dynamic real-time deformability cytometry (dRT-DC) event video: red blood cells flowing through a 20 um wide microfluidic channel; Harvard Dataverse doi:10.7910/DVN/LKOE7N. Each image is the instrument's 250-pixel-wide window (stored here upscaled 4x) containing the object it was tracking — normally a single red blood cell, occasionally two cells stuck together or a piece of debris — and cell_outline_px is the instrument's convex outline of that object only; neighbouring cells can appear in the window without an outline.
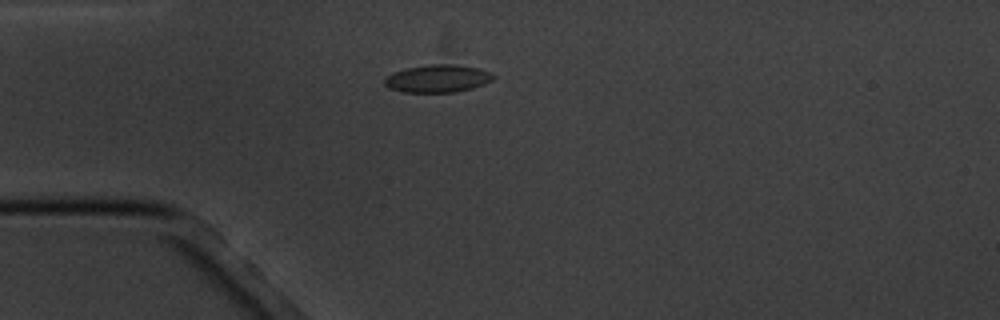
{"species": "common noctule bat (a hibernating species)", "species_latin": "Nyctalus noctula", "temperature_condition": "cold", "stored_images_in_passage": 14, "camera_frame_rate_fps": 3000, "um_per_image_px": 0.085, "animal": {"sex": "male", "body_mass_g": 20.1, "forearm_length_mm": 53.5}, "frame": {"image": 1, "passage_image": 2, "time_ms": 1.333, "image_size_px": [1000, 320], "cell_outline_px": [[496, 76], [492, 80], [484, 84], [472, 88], [456, 92], [404, 92], [388, 88], [384, 84], [384, 76], [392, 72], [404, 68], [428, 64], [456, 64], [480, 68], [492, 72]], "centroid_in_image_um": [37.19, 6.66], "position_along_channel_um": 47.8, "area_um2": 17.92}}
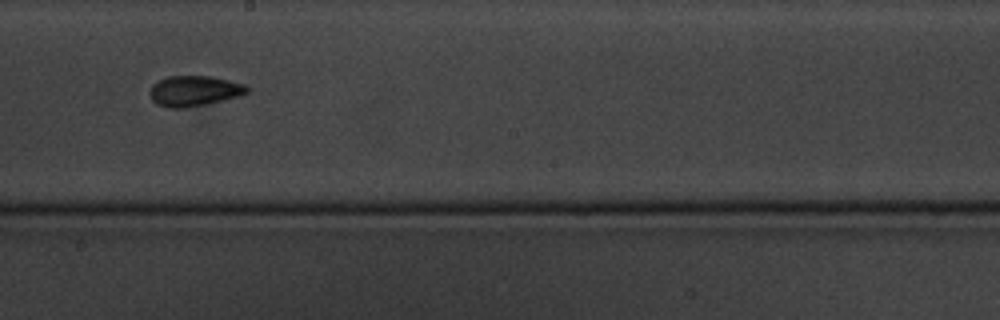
{"frame": {"image": 2, "passage_image": 7, "time_ms": 7.0, "image_size_px": [1000, 320], "cell_outline_px": [[248, 92], [240, 96], [204, 104], [180, 108], [168, 108], [156, 104], [152, 100], [148, 92], [152, 84], [168, 76], [212, 76], [244, 84], [248, 88]], "centroid_in_image_um": [16.47, 7.72], "position_along_channel_um": 231.7, "area_um2": 17.17}}
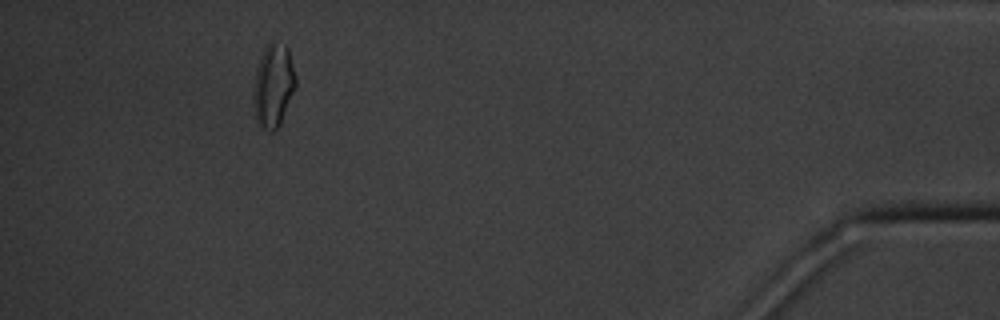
{"frame": {"image": 3, "passage_image": 13, "time_ms": 14.0, "image_size_px": [1000, 320], "cell_outline_px": [[296, 88], [280, 124], [272, 132], [264, 128], [256, 120], [252, 96], [256, 68], [264, 48], [272, 40], [284, 44], [288, 48], [296, 76]], "centroid_in_image_um": [23.24, 7.25], "position_along_channel_um": 412.0, "area_um2": 20.63}, "authors_computed_cell_mechanics": {"area_um2": 16.7909, "velocity_mm_per_s": 3.446, "shape_relaxation_time_tau1_ms": 3.1458, "shape_relaxation_time_tau2_ms": 0.552, "deformation_change_tau1": 0.0984, "deformation_change_tau2": 0.0526}}